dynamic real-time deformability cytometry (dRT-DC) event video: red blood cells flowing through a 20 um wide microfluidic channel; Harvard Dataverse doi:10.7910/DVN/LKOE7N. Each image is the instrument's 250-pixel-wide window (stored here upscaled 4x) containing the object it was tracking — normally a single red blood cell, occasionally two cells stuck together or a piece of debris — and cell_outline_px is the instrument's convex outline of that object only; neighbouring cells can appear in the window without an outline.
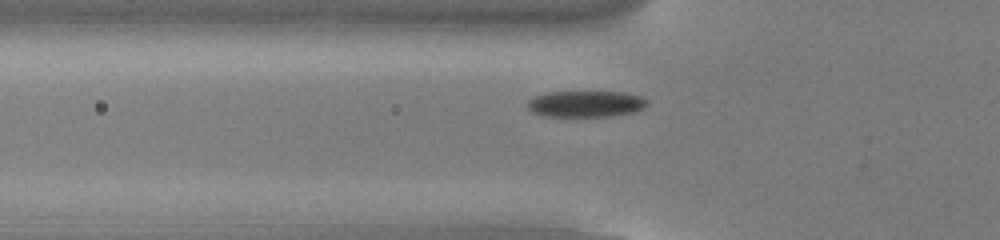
{"species": "common noctule bat (a hibernating species)", "species_latin": "Nyctalus noctula", "temperature_condition": "cold", "stored_images_in_passage": 41, "camera_frame_rate_fps": 3000, "um_per_image_px": 0.085, "animal": {"sex": "male", "body_mass_g": 13.0, "forearm_length_mm": 53.1}, "frame": {"image": 1, "passage_image": 5, "time_ms": 1.333, "image_size_px": [1000, 240], "cell_outline_px": [[648, 104], [644, 108], [632, 112], [612, 116], [540, 116], [532, 112], [528, 108], [528, 100], [536, 96], [548, 92], [624, 92], [640, 96], [648, 100]], "centroid_in_image_um": [49.79, 8.83], "position_along_channel_um": 76.0, "area_um2": 18.32}}
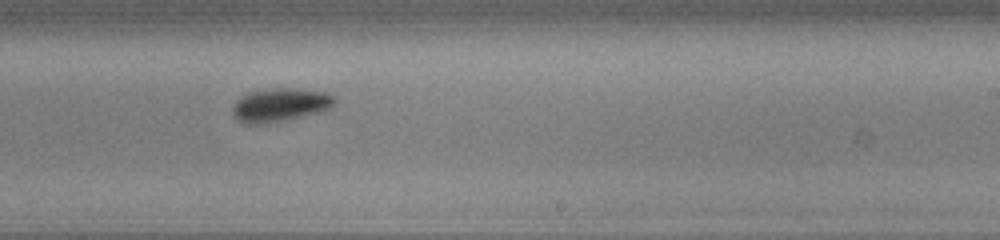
{"frame": {"image": 2, "passage_image": 20, "time_ms": 6.333, "image_size_px": [1000, 240], "cell_outline_px": [[336, 104], [332, 108], [288, 120], [260, 124], [244, 124], [236, 120], [232, 116], [232, 108], [236, 100], [240, 96], [248, 92], [272, 88], [296, 88], [328, 92], [336, 96]], "centroid_in_image_um": [23.81, 8.91], "position_along_channel_um": 265.2, "area_um2": 20.4}}
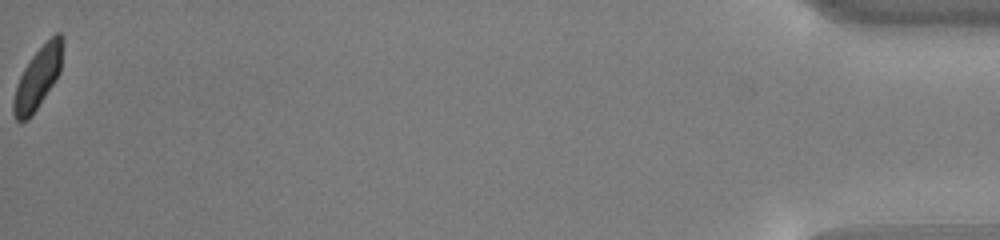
{"frame": {"image": 3, "passage_image": 41, "time_ms": 13.333, "image_size_px": [1000, 240], "cell_outline_px": [[64, 40], [60, 72], [56, 80], [28, 120], [20, 124], [16, 120], [12, 112], [12, 100], [16, 84], [24, 68], [32, 56], [56, 32], [60, 32]], "centroid_in_image_um": [3.2, 6.65], "position_along_channel_um": 432.0, "area_um2": 17.74}, "authors_computed_cell_mechanics": {"area_um2": 18.6116, "velocity_mm_per_s": 3.7873, "shape_relaxation_time_tau1_ms": 2.0132, "shape_relaxation_time_tau2_ms": 3.6224, "deformation_change_tau1": 0.1206, "deformation_change_tau2": 0.072}}